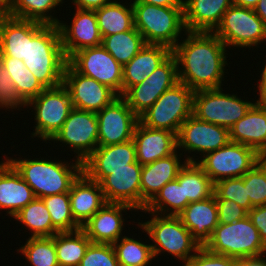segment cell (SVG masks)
I'll list each match as a JSON object with an SVG mask.
<instances>
[{"label": "cell", "mask_w": 266, "mask_h": 266, "mask_svg": "<svg viewBox=\"0 0 266 266\" xmlns=\"http://www.w3.org/2000/svg\"><path fill=\"white\" fill-rule=\"evenodd\" d=\"M185 35L172 49L178 80L193 91L222 88L228 65L224 42L213 32L186 31Z\"/></svg>", "instance_id": "1"}, {"label": "cell", "mask_w": 266, "mask_h": 266, "mask_svg": "<svg viewBox=\"0 0 266 266\" xmlns=\"http://www.w3.org/2000/svg\"><path fill=\"white\" fill-rule=\"evenodd\" d=\"M22 61L45 89L61 85L68 60L58 25L27 20L26 59Z\"/></svg>", "instance_id": "2"}, {"label": "cell", "mask_w": 266, "mask_h": 266, "mask_svg": "<svg viewBox=\"0 0 266 266\" xmlns=\"http://www.w3.org/2000/svg\"><path fill=\"white\" fill-rule=\"evenodd\" d=\"M32 188L36 198L69 192L72 183L82 173V162L70 163L60 159L6 158ZM45 159V160H44Z\"/></svg>", "instance_id": "3"}, {"label": "cell", "mask_w": 266, "mask_h": 266, "mask_svg": "<svg viewBox=\"0 0 266 266\" xmlns=\"http://www.w3.org/2000/svg\"><path fill=\"white\" fill-rule=\"evenodd\" d=\"M150 220L138 223V227L145 232L153 244H150L154 258L164 252L171 254L182 264L191 259L201 247L192 237L191 232L183 225L179 216L160 215L153 212ZM155 243V244H154ZM161 253V254H160Z\"/></svg>", "instance_id": "4"}, {"label": "cell", "mask_w": 266, "mask_h": 266, "mask_svg": "<svg viewBox=\"0 0 266 266\" xmlns=\"http://www.w3.org/2000/svg\"><path fill=\"white\" fill-rule=\"evenodd\" d=\"M132 6L134 27L142 34L146 44L163 45L172 50L182 33L187 31L184 7H161L145 3Z\"/></svg>", "instance_id": "5"}, {"label": "cell", "mask_w": 266, "mask_h": 266, "mask_svg": "<svg viewBox=\"0 0 266 266\" xmlns=\"http://www.w3.org/2000/svg\"><path fill=\"white\" fill-rule=\"evenodd\" d=\"M204 247L237 260L266 257V245L249 216L230 224H218Z\"/></svg>", "instance_id": "6"}, {"label": "cell", "mask_w": 266, "mask_h": 266, "mask_svg": "<svg viewBox=\"0 0 266 266\" xmlns=\"http://www.w3.org/2000/svg\"><path fill=\"white\" fill-rule=\"evenodd\" d=\"M193 94V90L179 81L139 117V122L149 128L165 129L177 135L182 123L193 114Z\"/></svg>", "instance_id": "7"}, {"label": "cell", "mask_w": 266, "mask_h": 266, "mask_svg": "<svg viewBox=\"0 0 266 266\" xmlns=\"http://www.w3.org/2000/svg\"><path fill=\"white\" fill-rule=\"evenodd\" d=\"M222 91L223 88L194 91L193 115L199 120L230 129L255 103Z\"/></svg>", "instance_id": "8"}, {"label": "cell", "mask_w": 266, "mask_h": 266, "mask_svg": "<svg viewBox=\"0 0 266 266\" xmlns=\"http://www.w3.org/2000/svg\"><path fill=\"white\" fill-rule=\"evenodd\" d=\"M34 109L35 129L31 137L49 141L63 126L73 109L67 88L61 84L44 89L37 97L26 103V108Z\"/></svg>", "instance_id": "9"}, {"label": "cell", "mask_w": 266, "mask_h": 266, "mask_svg": "<svg viewBox=\"0 0 266 266\" xmlns=\"http://www.w3.org/2000/svg\"><path fill=\"white\" fill-rule=\"evenodd\" d=\"M225 46L253 48L266 42V25L251 8L230 6L213 32Z\"/></svg>", "instance_id": "10"}, {"label": "cell", "mask_w": 266, "mask_h": 266, "mask_svg": "<svg viewBox=\"0 0 266 266\" xmlns=\"http://www.w3.org/2000/svg\"><path fill=\"white\" fill-rule=\"evenodd\" d=\"M262 158L254 149L230 141L222 148L205 154L196 163L215 184L222 179L242 177Z\"/></svg>", "instance_id": "11"}, {"label": "cell", "mask_w": 266, "mask_h": 266, "mask_svg": "<svg viewBox=\"0 0 266 266\" xmlns=\"http://www.w3.org/2000/svg\"><path fill=\"white\" fill-rule=\"evenodd\" d=\"M176 139L177 149H181L179 152L201 154L197 159L195 154L185 157L187 162H197L205 154L227 145L230 142V133L229 129L199 120L192 114L180 126Z\"/></svg>", "instance_id": "12"}, {"label": "cell", "mask_w": 266, "mask_h": 266, "mask_svg": "<svg viewBox=\"0 0 266 266\" xmlns=\"http://www.w3.org/2000/svg\"><path fill=\"white\" fill-rule=\"evenodd\" d=\"M68 63L78 73L95 79L122 96L123 66L102 45L79 50L68 59Z\"/></svg>", "instance_id": "13"}, {"label": "cell", "mask_w": 266, "mask_h": 266, "mask_svg": "<svg viewBox=\"0 0 266 266\" xmlns=\"http://www.w3.org/2000/svg\"><path fill=\"white\" fill-rule=\"evenodd\" d=\"M49 141L72 148L75 159L83 162L98 147L97 114L73 108L62 128Z\"/></svg>", "instance_id": "14"}, {"label": "cell", "mask_w": 266, "mask_h": 266, "mask_svg": "<svg viewBox=\"0 0 266 266\" xmlns=\"http://www.w3.org/2000/svg\"><path fill=\"white\" fill-rule=\"evenodd\" d=\"M178 82L177 62L171 54L150 76L140 84L132 86L122 97L140 117L165 91Z\"/></svg>", "instance_id": "15"}, {"label": "cell", "mask_w": 266, "mask_h": 266, "mask_svg": "<svg viewBox=\"0 0 266 266\" xmlns=\"http://www.w3.org/2000/svg\"><path fill=\"white\" fill-rule=\"evenodd\" d=\"M98 146H108L133 139L139 117L122 96L97 112Z\"/></svg>", "instance_id": "16"}, {"label": "cell", "mask_w": 266, "mask_h": 266, "mask_svg": "<svg viewBox=\"0 0 266 266\" xmlns=\"http://www.w3.org/2000/svg\"><path fill=\"white\" fill-rule=\"evenodd\" d=\"M62 84L69 92L73 108L78 110L97 113L118 97L108 86L78 73L68 62Z\"/></svg>", "instance_id": "17"}, {"label": "cell", "mask_w": 266, "mask_h": 266, "mask_svg": "<svg viewBox=\"0 0 266 266\" xmlns=\"http://www.w3.org/2000/svg\"><path fill=\"white\" fill-rule=\"evenodd\" d=\"M141 172L142 165L136 161L127 168L109 171L100 182L106 202L131 206L141 211Z\"/></svg>", "instance_id": "18"}, {"label": "cell", "mask_w": 266, "mask_h": 266, "mask_svg": "<svg viewBox=\"0 0 266 266\" xmlns=\"http://www.w3.org/2000/svg\"><path fill=\"white\" fill-rule=\"evenodd\" d=\"M68 23L59 22L61 43L67 60L79 50L102 45V36L98 27L95 11L76 9Z\"/></svg>", "instance_id": "19"}, {"label": "cell", "mask_w": 266, "mask_h": 266, "mask_svg": "<svg viewBox=\"0 0 266 266\" xmlns=\"http://www.w3.org/2000/svg\"><path fill=\"white\" fill-rule=\"evenodd\" d=\"M137 161L133 139L119 144L98 146L83 162L82 172L91 180L100 182L109 171L127 168Z\"/></svg>", "instance_id": "20"}, {"label": "cell", "mask_w": 266, "mask_h": 266, "mask_svg": "<svg viewBox=\"0 0 266 266\" xmlns=\"http://www.w3.org/2000/svg\"><path fill=\"white\" fill-rule=\"evenodd\" d=\"M134 209L126 204L106 203L81 228L92 243L113 244L122 237L123 212ZM123 211V212H122Z\"/></svg>", "instance_id": "21"}, {"label": "cell", "mask_w": 266, "mask_h": 266, "mask_svg": "<svg viewBox=\"0 0 266 266\" xmlns=\"http://www.w3.org/2000/svg\"><path fill=\"white\" fill-rule=\"evenodd\" d=\"M133 141L137 161L142 166L167 157L177 150L175 133L165 129L149 128L140 122L135 127Z\"/></svg>", "instance_id": "22"}, {"label": "cell", "mask_w": 266, "mask_h": 266, "mask_svg": "<svg viewBox=\"0 0 266 266\" xmlns=\"http://www.w3.org/2000/svg\"><path fill=\"white\" fill-rule=\"evenodd\" d=\"M183 153L178 149L171 155L160 158L153 163L142 166L141 172V211L155 197L161 188L168 182L177 178L179 171L187 162H181ZM183 163V164H182Z\"/></svg>", "instance_id": "23"}, {"label": "cell", "mask_w": 266, "mask_h": 266, "mask_svg": "<svg viewBox=\"0 0 266 266\" xmlns=\"http://www.w3.org/2000/svg\"><path fill=\"white\" fill-rule=\"evenodd\" d=\"M35 198L32 188L5 157L0 162V208L14 217Z\"/></svg>", "instance_id": "24"}, {"label": "cell", "mask_w": 266, "mask_h": 266, "mask_svg": "<svg viewBox=\"0 0 266 266\" xmlns=\"http://www.w3.org/2000/svg\"><path fill=\"white\" fill-rule=\"evenodd\" d=\"M69 197L72 216L81 228L107 203L100 184L83 172L72 183Z\"/></svg>", "instance_id": "25"}, {"label": "cell", "mask_w": 266, "mask_h": 266, "mask_svg": "<svg viewBox=\"0 0 266 266\" xmlns=\"http://www.w3.org/2000/svg\"><path fill=\"white\" fill-rule=\"evenodd\" d=\"M184 23L190 32H214L232 0H182Z\"/></svg>", "instance_id": "26"}, {"label": "cell", "mask_w": 266, "mask_h": 266, "mask_svg": "<svg viewBox=\"0 0 266 266\" xmlns=\"http://www.w3.org/2000/svg\"><path fill=\"white\" fill-rule=\"evenodd\" d=\"M230 141L254 149L260 156L266 155V106L255 103L247 114L230 129Z\"/></svg>", "instance_id": "27"}, {"label": "cell", "mask_w": 266, "mask_h": 266, "mask_svg": "<svg viewBox=\"0 0 266 266\" xmlns=\"http://www.w3.org/2000/svg\"><path fill=\"white\" fill-rule=\"evenodd\" d=\"M179 217L183 225L191 232L192 237L200 246H204L219 224L215 195L189 203Z\"/></svg>", "instance_id": "28"}, {"label": "cell", "mask_w": 266, "mask_h": 266, "mask_svg": "<svg viewBox=\"0 0 266 266\" xmlns=\"http://www.w3.org/2000/svg\"><path fill=\"white\" fill-rule=\"evenodd\" d=\"M171 54L172 50L166 46L145 44L143 48L123 66L122 96L132 86L143 82Z\"/></svg>", "instance_id": "29"}, {"label": "cell", "mask_w": 266, "mask_h": 266, "mask_svg": "<svg viewBox=\"0 0 266 266\" xmlns=\"http://www.w3.org/2000/svg\"><path fill=\"white\" fill-rule=\"evenodd\" d=\"M176 179L183 184L184 208L214 194V183L196 162H186Z\"/></svg>", "instance_id": "30"}, {"label": "cell", "mask_w": 266, "mask_h": 266, "mask_svg": "<svg viewBox=\"0 0 266 266\" xmlns=\"http://www.w3.org/2000/svg\"><path fill=\"white\" fill-rule=\"evenodd\" d=\"M27 20L8 14L0 22V56L26 59Z\"/></svg>", "instance_id": "31"}, {"label": "cell", "mask_w": 266, "mask_h": 266, "mask_svg": "<svg viewBox=\"0 0 266 266\" xmlns=\"http://www.w3.org/2000/svg\"><path fill=\"white\" fill-rule=\"evenodd\" d=\"M121 3L114 0L112 3L95 10L102 37L129 31L134 27L133 6L130 2L126 5Z\"/></svg>", "instance_id": "32"}, {"label": "cell", "mask_w": 266, "mask_h": 266, "mask_svg": "<svg viewBox=\"0 0 266 266\" xmlns=\"http://www.w3.org/2000/svg\"><path fill=\"white\" fill-rule=\"evenodd\" d=\"M59 266H79L88 246L92 243L82 230L58 232L54 235Z\"/></svg>", "instance_id": "33"}, {"label": "cell", "mask_w": 266, "mask_h": 266, "mask_svg": "<svg viewBox=\"0 0 266 266\" xmlns=\"http://www.w3.org/2000/svg\"><path fill=\"white\" fill-rule=\"evenodd\" d=\"M13 218L30 230L29 237H51L59 232L52 225L50 213L40 198H35Z\"/></svg>", "instance_id": "34"}, {"label": "cell", "mask_w": 266, "mask_h": 266, "mask_svg": "<svg viewBox=\"0 0 266 266\" xmlns=\"http://www.w3.org/2000/svg\"><path fill=\"white\" fill-rule=\"evenodd\" d=\"M142 34L133 27L129 31L102 37V46L124 66L145 45Z\"/></svg>", "instance_id": "35"}, {"label": "cell", "mask_w": 266, "mask_h": 266, "mask_svg": "<svg viewBox=\"0 0 266 266\" xmlns=\"http://www.w3.org/2000/svg\"><path fill=\"white\" fill-rule=\"evenodd\" d=\"M64 0H13L9 16L35 21L45 25H58L60 20L52 12Z\"/></svg>", "instance_id": "36"}, {"label": "cell", "mask_w": 266, "mask_h": 266, "mask_svg": "<svg viewBox=\"0 0 266 266\" xmlns=\"http://www.w3.org/2000/svg\"><path fill=\"white\" fill-rule=\"evenodd\" d=\"M0 60L13 80L17 93L26 103L45 89L23 61L10 56H0Z\"/></svg>", "instance_id": "37"}, {"label": "cell", "mask_w": 266, "mask_h": 266, "mask_svg": "<svg viewBox=\"0 0 266 266\" xmlns=\"http://www.w3.org/2000/svg\"><path fill=\"white\" fill-rule=\"evenodd\" d=\"M184 210L183 184L177 179L166 183L141 212L179 216Z\"/></svg>", "instance_id": "38"}, {"label": "cell", "mask_w": 266, "mask_h": 266, "mask_svg": "<svg viewBox=\"0 0 266 266\" xmlns=\"http://www.w3.org/2000/svg\"><path fill=\"white\" fill-rule=\"evenodd\" d=\"M132 236H122L112 244L120 266H147L154 259L150 244L135 240Z\"/></svg>", "instance_id": "39"}, {"label": "cell", "mask_w": 266, "mask_h": 266, "mask_svg": "<svg viewBox=\"0 0 266 266\" xmlns=\"http://www.w3.org/2000/svg\"><path fill=\"white\" fill-rule=\"evenodd\" d=\"M32 266H59L54 236L29 237L25 245L17 249Z\"/></svg>", "instance_id": "40"}, {"label": "cell", "mask_w": 266, "mask_h": 266, "mask_svg": "<svg viewBox=\"0 0 266 266\" xmlns=\"http://www.w3.org/2000/svg\"><path fill=\"white\" fill-rule=\"evenodd\" d=\"M41 199L50 213L52 225L59 232H72L81 229L72 216L69 192L50 195Z\"/></svg>", "instance_id": "41"}, {"label": "cell", "mask_w": 266, "mask_h": 266, "mask_svg": "<svg viewBox=\"0 0 266 266\" xmlns=\"http://www.w3.org/2000/svg\"><path fill=\"white\" fill-rule=\"evenodd\" d=\"M242 177L251 205H266V160L262 158Z\"/></svg>", "instance_id": "42"}, {"label": "cell", "mask_w": 266, "mask_h": 266, "mask_svg": "<svg viewBox=\"0 0 266 266\" xmlns=\"http://www.w3.org/2000/svg\"><path fill=\"white\" fill-rule=\"evenodd\" d=\"M215 199H227L234 201L248 212L253 208L247 197L243 177L226 178L214 184Z\"/></svg>", "instance_id": "43"}, {"label": "cell", "mask_w": 266, "mask_h": 266, "mask_svg": "<svg viewBox=\"0 0 266 266\" xmlns=\"http://www.w3.org/2000/svg\"><path fill=\"white\" fill-rule=\"evenodd\" d=\"M79 266H120L112 244L91 243Z\"/></svg>", "instance_id": "44"}, {"label": "cell", "mask_w": 266, "mask_h": 266, "mask_svg": "<svg viewBox=\"0 0 266 266\" xmlns=\"http://www.w3.org/2000/svg\"><path fill=\"white\" fill-rule=\"evenodd\" d=\"M24 106H26V102L17 93L13 80L0 60V109L19 110Z\"/></svg>", "instance_id": "45"}, {"label": "cell", "mask_w": 266, "mask_h": 266, "mask_svg": "<svg viewBox=\"0 0 266 266\" xmlns=\"http://www.w3.org/2000/svg\"><path fill=\"white\" fill-rule=\"evenodd\" d=\"M238 262L239 260L235 258L212 253L201 246L182 266H237Z\"/></svg>", "instance_id": "46"}, {"label": "cell", "mask_w": 266, "mask_h": 266, "mask_svg": "<svg viewBox=\"0 0 266 266\" xmlns=\"http://www.w3.org/2000/svg\"><path fill=\"white\" fill-rule=\"evenodd\" d=\"M218 208V223L230 224L248 216V211L227 199H215Z\"/></svg>", "instance_id": "47"}, {"label": "cell", "mask_w": 266, "mask_h": 266, "mask_svg": "<svg viewBox=\"0 0 266 266\" xmlns=\"http://www.w3.org/2000/svg\"><path fill=\"white\" fill-rule=\"evenodd\" d=\"M248 216L266 245V205L253 207L248 212Z\"/></svg>", "instance_id": "48"}, {"label": "cell", "mask_w": 266, "mask_h": 266, "mask_svg": "<svg viewBox=\"0 0 266 266\" xmlns=\"http://www.w3.org/2000/svg\"><path fill=\"white\" fill-rule=\"evenodd\" d=\"M113 1L114 0H72V4H74L76 9L95 11Z\"/></svg>", "instance_id": "49"}, {"label": "cell", "mask_w": 266, "mask_h": 266, "mask_svg": "<svg viewBox=\"0 0 266 266\" xmlns=\"http://www.w3.org/2000/svg\"><path fill=\"white\" fill-rule=\"evenodd\" d=\"M260 72L261 77L259 79V83L257 82L256 84L258 88L257 90L259 91V98L254 102L266 106V63L264 64V68L262 69V71L260 70Z\"/></svg>", "instance_id": "50"}, {"label": "cell", "mask_w": 266, "mask_h": 266, "mask_svg": "<svg viewBox=\"0 0 266 266\" xmlns=\"http://www.w3.org/2000/svg\"><path fill=\"white\" fill-rule=\"evenodd\" d=\"M130 2L131 5L145 3L161 7H184L182 0H134L133 3L131 0Z\"/></svg>", "instance_id": "51"}, {"label": "cell", "mask_w": 266, "mask_h": 266, "mask_svg": "<svg viewBox=\"0 0 266 266\" xmlns=\"http://www.w3.org/2000/svg\"><path fill=\"white\" fill-rule=\"evenodd\" d=\"M237 266H266V257L257 259L239 260Z\"/></svg>", "instance_id": "52"}, {"label": "cell", "mask_w": 266, "mask_h": 266, "mask_svg": "<svg viewBox=\"0 0 266 266\" xmlns=\"http://www.w3.org/2000/svg\"><path fill=\"white\" fill-rule=\"evenodd\" d=\"M253 10L266 25V0H259Z\"/></svg>", "instance_id": "53"}, {"label": "cell", "mask_w": 266, "mask_h": 266, "mask_svg": "<svg viewBox=\"0 0 266 266\" xmlns=\"http://www.w3.org/2000/svg\"><path fill=\"white\" fill-rule=\"evenodd\" d=\"M233 5L238 7H245L254 9L259 0H232Z\"/></svg>", "instance_id": "54"}, {"label": "cell", "mask_w": 266, "mask_h": 266, "mask_svg": "<svg viewBox=\"0 0 266 266\" xmlns=\"http://www.w3.org/2000/svg\"><path fill=\"white\" fill-rule=\"evenodd\" d=\"M13 0H0V7L8 14L11 9Z\"/></svg>", "instance_id": "55"}, {"label": "cell", "mask_w": 266, "mask_h": 266, "mask_svg": "<svg viewBox=\"0 0 266 266\" xmlns=\"http://www.w3.org/2000/svg\"><path fill=\"white\" fill-rule=\"evenodd\" d=\"M7 15V13L0 7V22L3 20V18Z\"/></svg>", "instance_id": "56"}]
</instances>
